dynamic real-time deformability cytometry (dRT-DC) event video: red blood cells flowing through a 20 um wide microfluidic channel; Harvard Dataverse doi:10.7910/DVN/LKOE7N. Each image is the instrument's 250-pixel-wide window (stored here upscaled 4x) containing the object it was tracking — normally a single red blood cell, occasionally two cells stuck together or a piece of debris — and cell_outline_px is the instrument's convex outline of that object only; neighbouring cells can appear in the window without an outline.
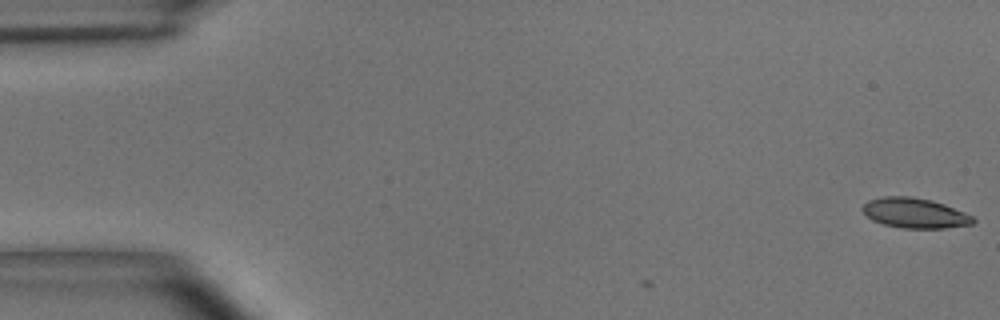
{"species": "common noctule bat (a hibernating species)", "species_latin": "Nyctalus noctula", "temperature_condition": "room temperature", "stored_images_in_passage": 3, "camera_frame_rate_fps": 3000, "um_per_image_px": 0.085, "animal": {"sex": "male", "body_mass_g": 15.6}, "frame": {"image": 1, "passage_image": 1, "time_ms": 0.0, "image_size_px": [1000, 320], "cell_outline_px": [[976, 220], [972, 224], [944, 228], [900, 228], [884, 224], [872, 220], [860, 208], [868, 200], [884, 196], [908, 196], [932, 200], [944, 204], [964, 212], [972, 216]], "centroid_in_image_um": [77.74, 18.1], "position_along_channel_um": 7.3, "area_um2": 19.31}}